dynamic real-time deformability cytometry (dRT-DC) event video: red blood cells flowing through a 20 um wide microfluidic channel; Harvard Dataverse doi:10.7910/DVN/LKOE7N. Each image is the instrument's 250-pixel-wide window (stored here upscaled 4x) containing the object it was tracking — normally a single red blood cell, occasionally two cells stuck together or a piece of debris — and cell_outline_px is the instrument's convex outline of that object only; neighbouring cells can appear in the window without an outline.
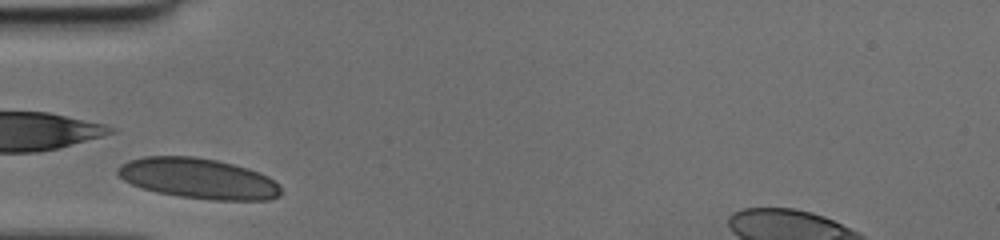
{"species": "human", "species_latin": "Homo sapiens", "temperature_condition": "cold", "stored_images_in_passage": 34, "segment_of_instrument_passage": [1, 2], "camera_frame_rate_fps": 3000, "um_per_image_px": 0.085, "donor": {"sex": "female"}, "frame": {"image": 1, "passage_image": 1, "time_ms": 0.0, "image_size_px": [1000, 240], "cell_outline_px": [[280, 196], [268, 200], [212, 200], [180, 196], [156, 192], [140, 188], [124, 180], [116, 172], [116, 168], [120, 164], [128, 160], [144, 156], [192, 156], [216, 160], [232, 164], [268, 176], [280, 188]], "centroid_in_image_um": [16.79, 15.17], "position_along_channel_um": 68.2, "area_um2": 38.26}}
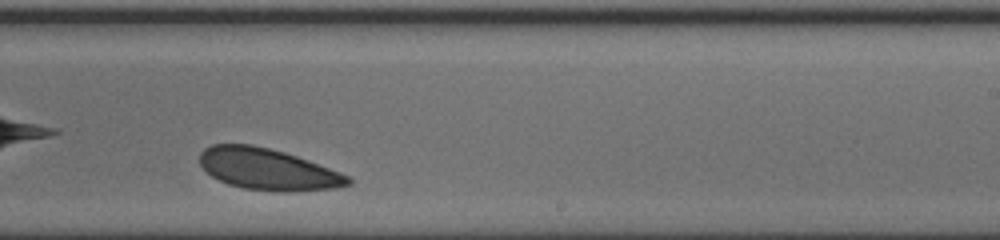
{"frame": {"image": 2, "passage_image": 16, "time_ms": 5.0, "image_size_px": [1000, 240], "cell_outline_px": [[352, 184], [336, 188], [244, 188], [228, 184], [212, 176], [200, 164], [200, 152], [204, 148], [212, 144], [252, 144], [284, 152], [308, 160], [348, 176], [352, 180]], "centroid_in_image_um": [22.68, 14.31], "position_along_channel_um": 266.3, "area_um2": 34.16}}
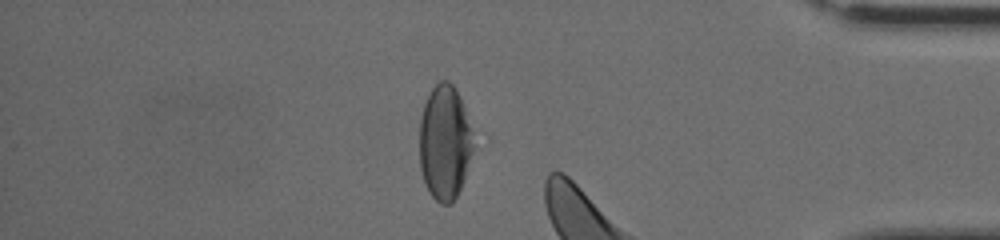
{"frame": {"image": 3, "passage_image": 26, "time_ms": 8.333, "image_size_px": [1000, 240], "cell_outline_px": [[472, 152], [464, 180], [452, 204], [440, 204], [432, 196], [424, 180], [420, 168], [420, 120], [424, 104], [432, 88], [440, 80], [448, 80], [456, 88], [460, 96], [472, 132]], "centroid_in_image_um": [37.79, 12.1], "position_along_channel_um": 397.4, "area_um2": 35.72}}